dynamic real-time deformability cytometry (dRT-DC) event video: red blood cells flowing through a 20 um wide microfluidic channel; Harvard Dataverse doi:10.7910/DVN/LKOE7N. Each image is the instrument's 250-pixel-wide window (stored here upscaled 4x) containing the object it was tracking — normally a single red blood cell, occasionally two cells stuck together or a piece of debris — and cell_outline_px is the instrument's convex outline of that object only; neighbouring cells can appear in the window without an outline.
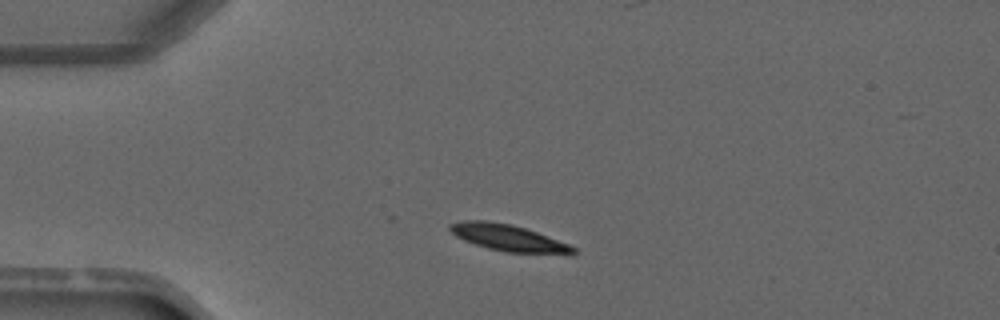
{"species": "common noctule bat (a hibernating species)", "species_latin": "Nyctalus noctula", "temperature_condition": "warm", "stored_images_in_passage": 3, "camera_frame_rate_fps": 3000, "um_per_image_px": 0.085, "animal": {"sex": "male", "forearm_length_mm": 52.5}, "frame": {"image": 1, "passage_image": 1, "time_ms": 0.0, "image_size_px": [1000, 320], "cell_outline_px": [[576, 252], [572, 256], [568, 256], [508, 252], [488, 248], [464, 240], [456, 236], [448, 228], [448, 224], [464, 220], [484, 220], [508, 224], [524, 228], [536, 232], [568, 244], [576, 248]], "centroid_in_image_um": [43.28, 20.25], "position_along_channel_um": 41.7, "area_um2": 19.19}}